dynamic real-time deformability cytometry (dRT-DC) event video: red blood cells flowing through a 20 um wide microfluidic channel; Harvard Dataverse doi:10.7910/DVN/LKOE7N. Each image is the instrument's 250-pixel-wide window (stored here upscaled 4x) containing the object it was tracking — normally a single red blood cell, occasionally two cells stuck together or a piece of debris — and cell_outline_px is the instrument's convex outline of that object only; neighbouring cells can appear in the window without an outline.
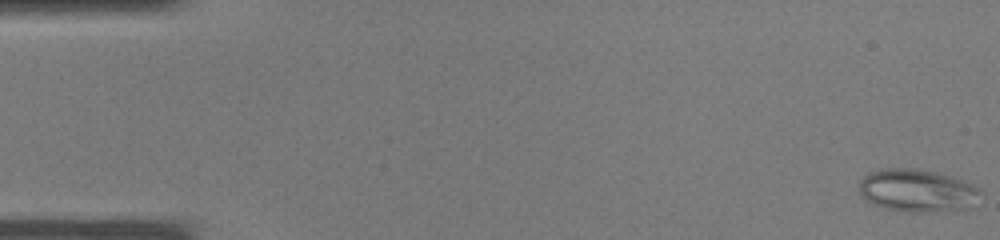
{"species": "common noctule bat (a hibernating species)", "species_latin": "Nyctalus noctula", "temperature_condition": "warm", "stored_images_in_passage": 38, "camera_frame_rate_fps": 3000, "um_per_image_px": 0.085, "animal": {"sex": "male", "body_mass_g": 19.0, "forearm_length_mm": 50.8}, "frame": {"image": 1, "passage_image": 1, "time_ms": 0.0, "image_size_px": [1000, 240], "cell_outline_px": [[980, 192], [972, 208], [924, 212], [908, 212], [888, 208], [876, 204], [868, 200], [860, 192], [860, 180], [868, 172], [888, 168], [916, 168], [936, 172], [960, 180], [980, 188]], "centroid_in_image_um": [77.97, 16.19], "position_along_channel_um": 7.0, "area_um2": 29.71}}
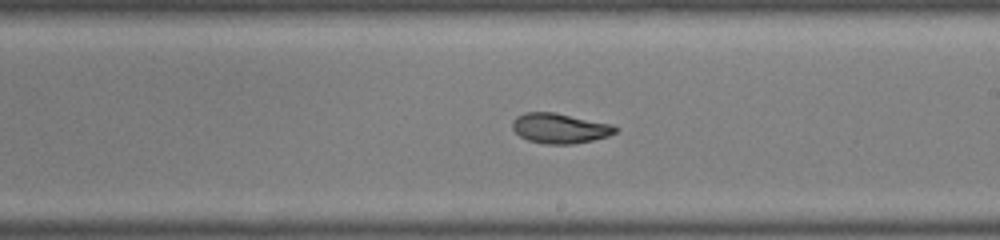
{"frame": {"image": 2, "passage_image": 22, "time_ms": 7.0, "image_size_px": [1000, 240], "cell_outline_px": [[620, 128], [616, 132], [608, 136], [592, 140], [572, 144], [544, 144], [528, 140], [520, 136], [512, 128], [512, 120], [516, 116], [524, 112], [556, 112], [612, 124]], "centroid_in_image_um": [47.58, 10.89], "position_along_channel_um": 241.4, "area_um2": 18.21}}
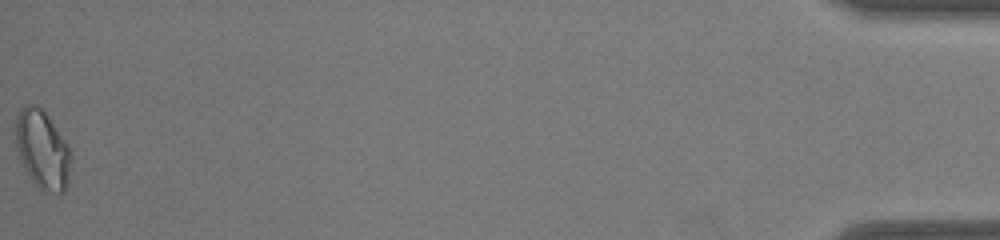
{"frame": {"image": 3, "passage_image": 38, "time_ms": 12.333, "image_size_px": [1000, 240], "cell_outline_px": [[72, 156], [64, 192], [40, 192], [24, 172], [16, 144], [16, 116], [20, 108], [28, 104], [36, 104], [48, 116], [68, 144], [72, 152]], "centroid_in_image_um": [3.59, 12.74], "position_along_channel_um": 431.6, "area_um2": 25.55}}